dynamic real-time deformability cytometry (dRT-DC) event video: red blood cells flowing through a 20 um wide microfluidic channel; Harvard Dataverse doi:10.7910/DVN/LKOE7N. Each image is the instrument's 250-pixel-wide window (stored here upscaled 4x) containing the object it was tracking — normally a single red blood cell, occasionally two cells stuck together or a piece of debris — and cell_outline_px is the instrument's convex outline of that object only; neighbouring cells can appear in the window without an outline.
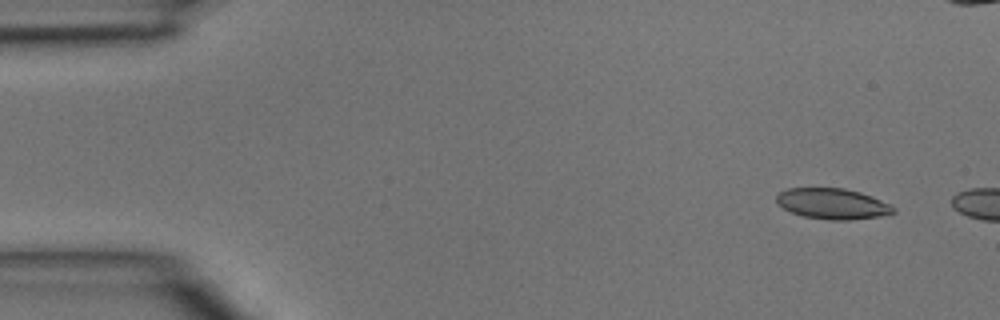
{"species": "common noctule bat (a hibernating species)", "species_latin": "Nyctalus noctula", "temperature_condition": "room temperature", "stored_images_in_passage": 4, "camera_frame_rate_fps": 3000, "um_per_image_px": 0.085, "animal": {"sex": "male", "body_mass_g": 15.6}, "frame": {"image": 1, "passage_image": 1, "time_ms": 0.0, "image_size_px": [1000, 320], "cell_outline_px": [[896, 212], [888, 216], [852, 220], [828, 220], [804, 216], [792, 212], [776, 204], [776, 196], [780, 192], [788, 188], [844, 188], [860, 192], [872, 196], [892, 204], [896, 208]], "centroid_in_image_um": [70.84, 17.33], "position_along_channel_um": 14.2, "area_um2": 21.33}}